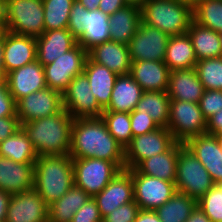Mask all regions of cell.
<instances>
[{
	"label": "cell",
	"instance_id": "1",
	"mask_svg": "<svg viewBox=\"0 0 222 222\" xmlns=\"http://www.w3.org/2000/svg\"><path fill=\"white\" fill-rule=\"evenodd\" d=\"M71 158H97L125 169V149L100 118H75L71 128Z\"/></svg>",
	"mask_w": 222,
	"mask_h": 222
},
{
	"label": "cell",
	"instance_id": "2",
	"mask_svg": "<svg viewBox=\"0 0 222 222\" xmlns=\"http://www.w3.org/2000/svg\"><path fill=\"white\" fill-rule=\"evenodd\" d=\"M74 118L63 108L59 113L21 124V129L41 155L69 154Z\"/></svg>",
	"mask_w": 222,
	"mask_h": 222
},
{
	"label": "cell",
	"instance_id": "3",
	"mask_svg": "<svg viewBox=\"0 0 222 222\" xmlns=\"http://www.w3.org/2000/svg\"><path fill=\"white\" fill-rule=\"evenodd\" d=\"M34 189L49 206L74 185L72 158L68 154L37 156Z\"/></svg>",
	"mask_w": 222,
	"mask_h": 222
},
{
	"label": "cell",
	"instance_id": "4",
	"mask_svg": "<svg viewBox=\"0 0 222 222\" xmlns=\"http://www.w3.org/2000/svg\"><path fill=\"white\" fill-rule=\"evenodd\" d=\"M141 9L142 22L169 36L186 34L193 21V7L174 0H147Z\"/></svg>",
	"mask_w": 222,
	"mask_h": 222
},
{
	"label": "cell",
	"instance_id": "5",
	"mask_svg": "<svg viewBox=\"0 0 222 222\" xmlns=\"http://www.w3.org/2000/svg\"><path fill=\"white\" fill-rule=\"evenodd\" d=\"M175 187L198 201L214 186L211 176L192 152L183 145L178 151Z\"/></svg>",
	"mask_w": 222,
	"mask_h": 222
},
{
	"label": "cell",
	"instance_id": "6",
	"mask_svg": "<svg viewBox=\"0 0 222 222\" xmlns=\"http://www.w3.org/2000/svg\"><path fill=\"white\" fill-rule=\"evenodd\" d=\"M6 30L40 37L45 31L43 0H6Z\"/></svg>",
	"mask_w": 222,
	"mask_h": 222
},
{
	"label": "cell",
	"instance_id": "7",
	"mask_svg": "<svg viewBox=\"0 0 222 222\" xmlns=\"http://www.w3.org/2000/svg\"><path fill=\"white\" fill-rule=\"evenodd\" d=\"M74 185L90 197L101 192L121 169L111 161L97 158H72Z\"/></svg>",
	"mask_w": 222,
	"mask_h": 222
},
{
	"label": "cell",
	"instance_id": "8",
	"mask_svg": "<svg viewBox=\"0 0 222 222\" xmlns=\"http://www.w3.org/2000/svg\"><path fill=\"white\" fill-rule=\"evenodd\" d=\"M167 129L172 133L174 140L180 143L206 134V119L199 103L171 99Z\"/></svg>",
	"mask_w": 222,
	"mask_h": 222
},
{
	"label": "cell",
	"instance_id": "9",
	"mask_svg": "<svg viewBox=\"0 0 222 222\" xmlns=\"http://www.w3.org/2000/svg\"><path fill=\"white\" fill-rule=\"evenodd\" d=\"M87 58L88 51L77 43L51 64L43 66L46 86L63 94L72 79L83 73Z\"/></svg>",
	"mask_w": 222,
	"mask_h": 222
},
{
	"label": "cell",
	"instance_id": "10",
	"mask_svg": "<svg viewBox=\"0 0 222 222\" xmlns=\"http://www.w3.org/2000/svg\"><path fill=\"white\" fill-rule=\"evenodd\" d=\"M127 170L132 174L134 201L140 209L156 210L177 192L174 182L141 174L135 168Z\"/></svg>",
	"mask_w": 222,
	"mask_h": 222
},
{
	"label": "cell",
	"instance_id": "11",
	"mask_svg": "<svg viewBox=\"0 0 222 222\" xmlns=\"http://www.w3.org/2000/svg\"><path fill=\"white\" fill-rule=\"evenodd\" d=\"M175 142L166 127L133 137L125 148V169L136 168L143 160L166 152Z\"/></svg>",
	"mask_w": 222,
	"mask_h": 222
},
{
	"label": "cell",
	"instance_id": "12",
	"mask_svg": "<svg viewBox=\"0 0 222 222\" xmlns=\"http://www.w3.org/2000/svg\"><path fill=\"white\" fill-rule=\"evenodd\" d=\"M63 108L75 118H100L104 111L91 92L84 73L76 75L62 94Z\"/></svg>",
	"mask_w": 222,
	"mask_h": 222
},
{
	"label": "cell",
	"instance_id": "13",
	"mask_svg": "<svg viewBox=\"0 0 222 222\" xmlns=\"http://www.w3.org/2000/svg\"><path fill=\"white\" fill-rule=\"evenodd\" d=\"M169 35L141 21L128 43L131 61H164Z\"/></svg>",
	"mask_w": 222,
	"mask_h": 222
},
{
	"label": "cell",
	"instance_id": "14",
	"mask_svg": "<svg viewBox=\"0 0 222 222\" xmlns=\"http://www.w3.org/2000/svg\"><path fill=\"white\" fill-rule=\"evenodd\" d=\"M62 109V94L48 87L31 93L16 103V115L20 124L52 116Z\"/></svg>",
	"mask_w": 222,
	"mask_h": 222
},
{
	"label": "cell",
	"instance_id": "15",
	"mask_svg": "<svg viewBox=\"0 0 222 222\" xmlns=\"http://www.w3.org/2000/svg\"><path fill=\"white\" fill-rule=\"evenodd\" d=\"M48 208L34 188L12 194L5 222H48Z\"/></svg>",
	"mask_w": 222,
	"mask_h": 222
},
{
	"label": "cell",
	"instance_id": "16",
	"mask_svg": "<svg viewBox=\"0 0 222 222\" xmlns=\"http://www.w3.org/2000/svg\"><path fill=\"white\" fill-rule=\"evenodd\" d=\"M5 82L14 101L46 88L43 65L35 60L6 74Z\"/></svg>",
	"mask_w": 222,
	"mask_h": 222
},
{
	"label": "cell",
	"instance_id": "17",
	"mask_svg": "<svg viewBox=\"0 0 222 222\" xmlns=\"http://www.w3.org/2000/svg\"><path fill=\"white\" fill-rule=\"evenodd\" d=\"M184 145L206 168L215 184H222V149L216 135L202 134L187 140Z\"/></svg>",
	"mask_w": 222,
	"mask_h": 222
},
{
	"label": "cell",
	"instance_id": "18",
	"mask_svg": "<svg viewBox=\"0 0 222 222\" xmlns=\"http://www.w3.org/2000/svg\"><path fill=\"white\" fill-rule=\"evenodd\" d=\"M102 218L123 204L134 200L132 174L121 170L110 183L94 197Z\"/></svg>",
	"mask_w": 222,
	"mask_h": 222
},
{
	"label": "cell",
	"instance_id": "19",
	"mask_svg": "<svg viewBox=\"0 0 222 222\" xmlns=\"http://www.w3.org/2000/svg\"><path fill=\"white\" fill-rule=\"evenodd\" d=\"M5 74L37 60L36 38L5 31L3 35Z\"/></svg>",
	"mask_w": 222,
	"mask_h": 222
},
{
	"label": "cell",
	"instance_id": "20",
	"mask_svg": "<svg viewBox=\"0 0 222 222\" xmlns=\"http://www.w3.org/2000/svg\"><path fill=\"white\" fill-rule=\"evenodd\" d=\"M34 164L0 156V190L16 194L34 188Z\"/></svg>",
	"mask_w": 222,
	"mask_h": 222
},
{
	"label": "cell",
	"instance_id": "21",
	"mask_svg": "<svg viewBox=\"0 0 222 222\" xmlns=\"http://www.w3.org/2000/svg\"><path fill=\"white\" fill-rule=\"evenodd\" d=\"M88 57L117 75L130 73L132 61L126 44L115 41L103 42L89 49Z\"/></svg>",
	"mask_w": 222,
	"mask_h": 222
},
{
	"label": "cell",
	"instance_id": "22",
	"mask_svg": "<svg viewBox=\"0 0 222 222\" xmlns=\"http://www.w3.org/2000/svg\"><path fill=\"white\" fill-rule=\"evenodd\" d=\"M77 44V39L66 29L44 31L36 38L37 60L43 65L51 64Z\"/></svg>",
	"mask_w": 222,
	"mask_h": 222
},
{
	"label": "cell",
	"instance_id": "23",
	"mask_svg": "<svg viewBox=\"0 0 222 222\" xmlns=\"http://www.w3.org/2000/svg\"><path fill=\"white\" fill-rule=\"evenodd\" d=\"M143 91L166 92L170 69L164 61H133L130 73Z\"/></svg>",
	"mask_w": 222,
	"mask_h": 222
},
{
	"label": "cell",
	"instance_id": "24",
	"mask_svg": "<svg viewBox=\"0 0 222 222\" xmlns=\"http://www.w3.org/2000/svg\"><path fill=\"white\" fill-rule=\"evenodd\" d=\"M204 91L195 68L170 71L166 91L170 99L199 103Z\"/></svg>",
	"mask_w": 222,
	"mask_h": 222
},
{
	"label": "cell",
	"instance_id": "25",
	"mask_svg": "<svg viewBox=\"0 0 222 222\" xmlns=\"http://www.w3.org/2000/svg\"><path fill=\"white\" fill-rule=\"evenodd\" d=\"M83 73L89 81L91 92L94 94L98 105L104 110L110 103L118 75L106 66L93 62L89 57L86 60Z\"/></svg>",
	"mask_w": 222,
	"mask_h": 222
},
{
	"label": "cell",
	"instance_id": "26",
	"mask_svg": "<svg viewBox=\"0 0 222 222\" xmlns=\"http://www.w3.org/2000/svg\"><path fill=\"white\" fill-rule=\"evenodd\" d=\"M184 143L175 142L166 152L143 160L135 169L147 176L175 182L178 151Z\"/></svg>",
	"mask_w": 222,
	"mask_h": 222
},
{
	"label": "cell",
	"instance_id": "27",
	"mask_svg": "<svg viewBox=\"0 0 222 222\" xmlns=\"http://www.w3.org/2000/svg\"><path fill=\"white\" fill-rule=\"evenodd\" d=\"M143 90L130 74L118 75L109 105L104 111L131 113L141 99Z\"/></svg>",
	"mask_w": 222,
	"mask_h": 222
},
{
	"label": "cell",
	"instance_id": "28",
	"mask_svg": "<svg viewBox=\"0 0 222 222\" xmlns=\"http://www.w3.org/2000/svg\"><path fill=\"white\" fill-rule=\"evenodd\" d=\"M141 9L126 5L109 16L110 41L126 44L131 41L141 23Z\"/></svg>",
	"mask_w": 222,
	"mask_h": 222
},
{
	"label": "cell",
	"instance_id": "29",
	"mask_svg": "<svg viewBox=\"0 0 222 222\" xmlns=\"http://www.w3.org/2000/svg\"><path fill=\"white\" fill-rule=\"evenodd\" d=\"M197 61L191 39L187 33L169 37L164 63L170 71L194 68Z\"/></svg>",
	"mask_w": 222,
	"mask_h": 222
},
{
	"label": "cell",
	"instance_id": "30",
	"mask_svg": "<svg viewBox=\"0 0 222 222\" xmlns=\"http://www.w3.org/2000/svg\"><path fill=\"white\" fill-rule=\"evenodd\" d=\"M109 15L102 11L86 9V19L83 34L77 39V43L85 50L93 46L110 41Z\"/></svg>",
	"mask_w": 222,
	"mask_h": 222
},
{
	"label": "cell",
	"instance_id": "31",
	"mask_svg": "<svg viewBox=\"0 0 222 222\" xmlns=\"http://www.w3.org/2000/svg\"><path fill=\"white\" fill-rule=\"evenodd\" d=\"M91 197L73 185L62 197L49 205L48 222H71L76 211Z\"/></svg>",
	"mask_w": 222,
	"mask_h": 222
},
{
	"label": "cell",
	"instance_id": "32",
	"mask_svg": "<svg viewBox=\"0 0 222 222\" xmlns=\"http://www.w3.org/2000/svg\"><path fill=\"white\" fill-rule=\"evenodd\" d=\"M197 60L220 57L219 34L192 21L187 31Z\"/></svg>",
	"mask_w": 222,
	"mask_h": 222
},
{
	"label": "cell",
	"instance_id": "33",
	"mask_svg": "<svg viewBox=\"0 0 222 222\" xmlns=\"http://www.w3.org/2000/svg\"><path fill=\"white\" fill-rule=\"evenodd\" d=\"M170 97L167 92L143 91L135 110L149 114L159 127L168 126Z\"/></svg>",
	"mask_w": 222,
	"mask_h": 222
},
{
	"label": "cell",
	"instance_id": "34",
	"mask_svg": "<svg viewBox=\"0 0 222 222\" xmlns=\"http://www.w3.org/2000/svg\"><path fill=\"white\" fill-rule=\"evenodd\" d=\"M0 156L18 163H35L38 155L32 142L20 128L10 137L0 142Z\"/></svg>",
	"mask_w": 222,
	"mask_h": 222
},
{
	"label": "cell",
	"instance_id": "35",
	"mask_svg": "<svg viewBox=\"0 0 222 222\" xmlns=\"http://www.w3.org/2000/svg\"><path fill=\"white\" fill-rule=\"evenodd\" d=\"M197 207V201L187 194L176 192L155 212L161 222H185Z\"/></svg>",
	"mask_w": 222,
	"mask_h": 222
},
{
	"label": "cell",
	"instance_id": "36",
	"mask_svg": "<svg viewBox=\"0 0 222 222\" xmlns=\"http://www.w3.org/2000/svg\"><path fill=\"white\" fill-rule=\"evenodd\" d=\"M193 21L215 32L222 31V0H199L193 6Z\"/></svg>",
	"mask_w": 222,
	"mask_h": 222
},
{
	"label": "cell",
	"instance_id": "37",
	"mask_svg": "<svg viewBox=\"0 0 222 222\" xmlns=\"http://www.w3.org/2000/svg\"><path fill=\"white\" fill-rule=\"evenodd\" d=\"M75 0H43L45 31L68 28L70 11Z\"/></svg>",
	"mask_w": 222,
	"mask_h": 222
},
{
	"label": "cell",
	"instance_id": "38",
	"mask_svg": "<svg viewBox=\"0 0 222 222\" xmlns=\"http://www.w3.org/2000/svg\"><path fill=\"white\" fill-rule=\"evenodd\" d=\"M101 118L106 123L109 133L124 147L131 142L130 113L117 111H103Z\"/></svg>",
	"mask_w": 222,
	"mask_h": 222
},
{
	"label": "cell",
	"instance_id": "39",
	"mask_svg": "<svg viewBox=\"0 0 222 222\" xmlns=\"http://www.w3.org/2000/svg\"><path fill=\"white\" fill-rule=\"evenodd\" d=\"M194 68L205 90H222V57L198 60Z\"/></svg>",
	"mask_w": 222,
	"mask_h": 222
},
{
	"label": "cell",
	"instance_id": "40",
	"mask_svg": "<svg viewBox=\"0 0 222 222\" xmlns=\"http://www.w3.org/2000/svg\"><path fill=\"white\" fill-rule=\"evenodd\" d=\"M197 206L211 222H222V184H214L198 201Z\"/></svg>",
	"mask_w": 222,
	"mask_h": 222
},
{
	"label": "cell",
	"instance_id": "41",
	"mask_svg": "<svg viewBox=\"0 0 222 222\" xmlns=\"http://www.w3.org/2000/svg\"><path fill=\"white\" fill-rule=\"evenodd\" d=\"M199 106L206 120L222 110V90H205Z\"/></svg>",
	"mask_w": 222,
	"mask_h": 222
},
{
	"label": "cell",
	"instance_id": "42",
	"mask_svg": "<svg viewBox=\"0 0 222 222\" xmlns=\"http://www.w3.org/2000/svg\"><path fill=\"white\" fill-rule=\"evenodd\" d=\"M130 121L133 137L147 134L159 128L149 114L137 112L136 110L130 113Z\"/></svg>",
	"mask_w": 222,
	"mask_h": 222
},
{
	"label": "cell",
	"instance_id": "43",
	"mask_svg": "<svg viewBox=\"0 0 222 222\" xmlns=\"http://www.w3.org/2000/svg\"><path fill=\"white\" fill-rule=\"evenodd\" d=\"M85 19L86 8L75 0L70 11L68 30L76 39H78L84 32Z\"/></svg>",
	"mask_w": 222,
	"mask_h": 222
},
{
	"label": "cell",
	"instance_id": "44",
	"mask_svg": "<svg viewBox=\"0 0 222 222\" xmlns=\"http://www.w3.org/2000/svg\"><path fill=\"white\" fill-rule=\"evenodd\" d=\"M140 208L133 200L114 209L103 218V222H134Z\"/></svg>",
	"mask_w": 222,
	"mask_h": 222
},
{
	"label": "cell",
	"instance_id": "45",
	"mask_svg": "<svg viewBox=\"0 0 222 222\" xmlns=\"http://www.w3.org/2000/svg\"><path fill=\"white\" fill-rule=\"evenodd\" d=\"M71 222H103V218L93 197L76 211Z\"/></svg>",
	"mask_w": 222,
	"mask_h": 222
},
{
	"label": "cell",
	"instance_id": "46",
	"mask_svg": "<svg viewBox=\"0 0 222 222\" xmlns=\"http://www.w3.org/2000/svg\"><path fill=\"white\" fill-rule=\"evenodd\" d=\"M16 102L10 94L5 80L0 83V118L14 116Z\"/></svg>",
	"mask_w": 222,
	"mask_h": 222
},
{
	"label": "cell",
	"instance_id": "47",
	"mask_svg": "<svg viewBox=\"0 0 222 222\" xmlns=\"http://www.w3.org/2000/svg\"><path fill=\"white\" fill-rule=\"evenodd\" d=\"M21 128L18 116L0 118V142L10 137Z\"/></svg>",
	"mask_w": 222,
	"mask_h": 222
},
{
	"label": "cell",
	"instance_id": "48",
	"mask_svg": "<svg viewBox=\"0 0 222 222\" xmlns=\"http://www.w3.org/2000/svg\"><path fill=\"white\" fill-rule=\"evenodd\" d=\"M126 5L127 4L124 0H101L98 6V10L110 16Z\"/></svg>",
	"mask_w": 222,
	"mask_h": 222
},
{
	"label": "cell",
	"instance_id": "49",
	"mask_svg": "<svg viewBox=\"0 0 222 222\" xmlns=\"http://www.w3.org/2000/svg\"><path fill=\"white\" fill-rule=\"evenodd\" d=\"M222 129V110L206 120L207 134L216 135Z\"/></svg>",
	"mask_w": 222,
	"mask_h": 222
},
{
	"label": "cell",
	"instance_id": "50",
	"mask_svg": "<svg viewBox=\"0 0 222 222\" xmlns=\"http://www.w3.org/2000/svg\"><path fill=\"white\" fill-rule=\"evenodd\" d=\"M134 222H161L155 210L140 209Z\"/></svg>",
	"mask_w": 222,
	"mask_h": 222
},
{
	"label": "cell",
	"instance_id": "51",
	"mask_svg": "<svg viewBox=\"0 0 222 222\" xmlns=\"http://www.w3.org/2000/svg\"><path fill=\"white\" fill-rule=\"evenodd\" d=\"M11 196V193L0 190V221L5 222Z\"/></svg>",
	"mask_w": 222,
	"mask_h": 222
},
{
	"label": "cell",
	"instance_id": "52",
	"mask_svg": "<svg viewBox=\"0 0 222 222\" xmlns=\"http://www.w3.org/2000/svg\"><path fill=\"white\" fill-rule=\"evenodd\" d=\"M185 222H211L205 213L197 206Z\"/></svg>",
	"mask_w": 222,
	"mask_h": 222
},
{
	"label": "cell",
	"instance_id": "53",
	"mask_svg": "<svg viewBox=\"0 0 222 222\" xmlns=\"http://www.w3.org/2000/svg\"><path fill=\"white\" fill-rule=\"evenodd\" d=\"M88 10L98 9L101 0H76Z\"/></svg>",
	"mask_w": 222,
	"mask_h": 222
},
{
	"label": "cell",
	"instance_id": "54",
	"mask_svg": "<svg viewBox=\"0 0 222 222\" xmlns=\"http://www.w3.org/2000/svg\"><path fill=\"white\" fill-rule=\"evenodd\" d=\"M3 53H4V47H3V37H2V39L0 40V77L3 80H5L6 74L4 69Z\"/></svg>",
	"mask_w": 222,
	"mask_h": 222
},
{
	"label": "cell",
	"instance_id": "55",
	"mask_svg": "<svg viewBox=\"0 0 222 222\" xmlns=\"http://www.w3.org/2000/svg\"><path fill=\"white\" fill-rule=\"evenodd\" d=\"M0 23H6V0H0Z\"/></svg>",
	"mask_w": 222,
	"mask_h": 222
},
{
	"label": "cell",
	"instance_id": "56",
	"mask_svg": "<svg viewBox=\"0 0 222 222\" xmlns=\"http://www.w3.org/2000/svg\"><path fill=\"white\" fill-rule=\"evenodd\" d=\"M127 5L141 8L147 0H124Z\"/></svg>",
	"mask_w": 222,
	"mask_h": 222
},
{
	"label": "cell",
	"instance_id": "57",
	"mask_svg": "<svg viewBox=\"0 0 222 222\" xmlns=\"http://www.w3.org/2000/svg\"><path fill=\"white\" fill-rule=\"evenodd\" d=\"M174 1L184 2L193 7L199 0H174Z\"/></svg>",
	"mask_w": 222,
	"mask_h": 222
},
{
	"label": "cell",
	"instance_id": "58",
	"mask_svg": "<svg viewBox=\"0 0 222 222\" xmlns=\"http://www.w3.org/2000/svg\"><path fill=\"white\" fill-rule=\"evenodd\" d=\"M6 31V23H0V40L2 39Z\"/></svg>",
	"mask_w": 222,
	"mask_h": 222
},
{
	"label": "cell",
	"instance_id": "59",
	"mask_svg": "<svg viewBox=\"0 0 222 222\" xmlns=\"http://www.w3.org/2000/svg\"><path fill=\"white\" fill-rule=\"evenodd\" d=\"M218 34H219V41H220V46H221L220 57H222V31L218 32Z\"/></svg>",
	"mask_w": 222,
	"mask_h": 222
},
{
	"label": "cell",
	"instance_id": "60",
	"mask_svg": "<svg viewBox=\"0 0 222 222\" xmlns=\"http://www.w3.org/2000/svg\"><path fill=\"white\" fill-rule=\"evenodd\" d=\"M218 138H222V129L216 134Z\"/></svg>",
	"mask_w": 222,
	"mask_h": 222
},
{
	"label": "cell",
	"instance_id": "61",
	"mask_svg": "<svg viewBox=\"0 0 222 222\" xmlns=\"http://www.w3.org/2000/svg\"><path fill=\"white\" fill-rule=\"evenodd\" d=\"M218 141H219L221 149H222V138H218Z\"/></svg>",
	"mask_w": 222,
	"mask_h": 222
}]
</instances>
